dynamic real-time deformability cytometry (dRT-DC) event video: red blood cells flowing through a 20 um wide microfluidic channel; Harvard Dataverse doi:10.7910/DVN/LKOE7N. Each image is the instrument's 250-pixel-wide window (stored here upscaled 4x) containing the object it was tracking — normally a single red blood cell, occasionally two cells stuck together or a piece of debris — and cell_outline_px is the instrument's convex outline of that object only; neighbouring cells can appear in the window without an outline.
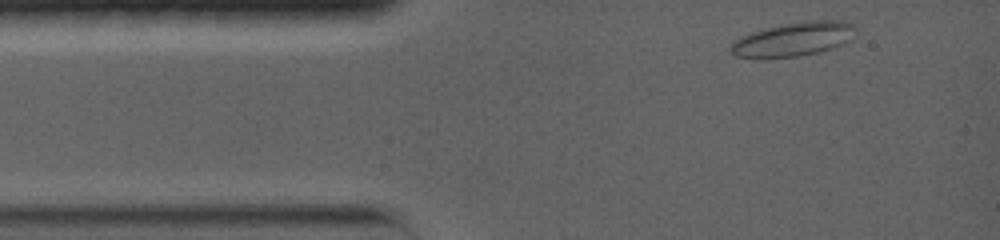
{"species": "common noctule bat (a hibernating species)", "species_latin": "Nyctalus noctula", "temperature_condition": "warm", "stored_images_in_passage": 22, "camera_frame_rate_fps": 5000, "um_per_image_px": 0.085, "animal": {"sex": "female", "body_mass_g": 19.0, "forearm_length_mm": 56.7}, "frame": {"image": 1, "passage_image": 1, "time_ms": 0.0, "image_size_px": [1000, 240], "cell_outline_px": [[852, 40], [844, 44], [820, 52], [800, 56], [756, 60], [736, 56], [728, 48], [732, 40], [748, 32], [784, 24], [812, 20], [836, 20], [852, 24]], "centroid_in_image_um": [67.33, 3.38], "position_along_channel_um": 17.7, "area_um2": 25.2}}
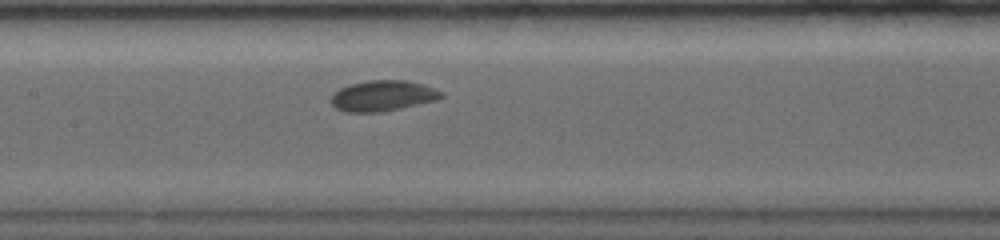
{"frame": {"image": 2, "passage_image": 9, "time_ms": 5.4, "image_size_px": [1000, 240], "cell_outline_px": [[444, 96], [436, 100], [400, 108], [380, 112], [344, 112], [336, 108], [332, 104], [332, 96], [340, 88], [348, 84], [368, 80], [404, 80], [424, 84], [444, 92]], "centroid_in_image_um": [32.55, 8.13], "position_along_channel_um": 174.9, "area_um2": 19.65}}
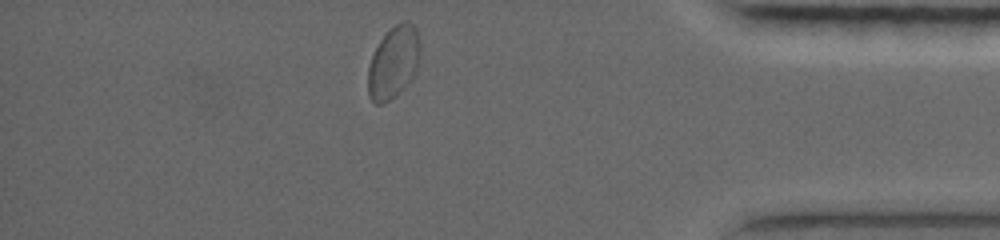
{"frame": {"image": 3, "passage_image": 22, "time_ms": 12.4, "image_size_px": [1000, 240], "cell_outline_px": [[420, 52], [416, 68], [408, 84], [396, 96], [384, 104], [376, 104], [368, 96], [368, 68], [372, 56], [380, 40], [396, 24], [404, 20], [408, 20], [416, 28], [420, 40]], "centroid_in_image_um": [33.45, 5.32], "position_along_channel_um": 401.7, "area_um2": 21.91}, "authors_computed_cell_mechanics": {"area_um2": 19.3919, "velocity_mm_per_s": 3.6844, "shape_relaxation_time_tau1_ms": 1.7637, "shape_relaxation_time_tau2_ms": null, "deformation_change_tau1": 0.0773, "deformation_change_tau2": null}}